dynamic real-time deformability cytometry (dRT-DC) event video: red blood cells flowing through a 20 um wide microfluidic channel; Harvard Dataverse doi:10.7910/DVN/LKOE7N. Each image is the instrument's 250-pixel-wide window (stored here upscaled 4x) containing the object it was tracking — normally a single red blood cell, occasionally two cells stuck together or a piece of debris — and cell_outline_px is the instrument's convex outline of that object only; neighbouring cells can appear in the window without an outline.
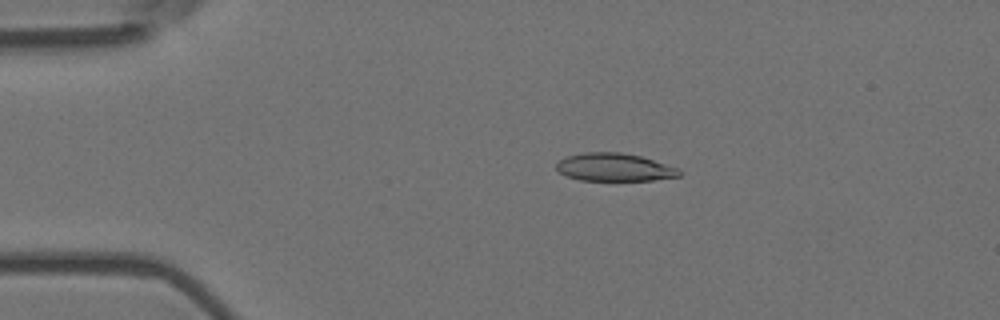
{"species": "Egyptian fruit bat (a non-hibernating species)", "species_latin": "Rousettus aegyptiacus", "temperature_condition": "room temperature", "stored_images_in_passage": 55, "camera_frame_rate_fps": 3000, "um_per_image_px": 0.085, "animal": {"sex": "female"}, "frame": {"image": 1, "passage_image": 11, "time_ms": 3.333, "image_size_px": [1000, 320], "cell_outline_px": [[680, 176], [652, 180], [580, 180], [568, 176], [560, 172], [556, 168], [556, 164], [560, 160], [568, 156], [584, 152], [620, 152], [640, 156], [680, 168]], "centroid_in_image_um": [52.24, 14.21], "position_along_channel_um": 32.8, "area_um2": 19.83}}
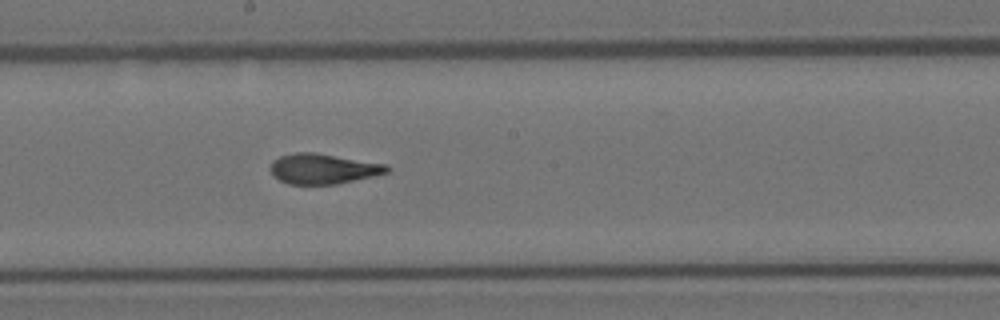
{"frame": {"image": 2, "passage_image": 30, "time_ms": 9.667, "image_size_px": [1000, 320], "cell_outline_px": [[392, 168], [388, 172], [376, 176], [336, 184], [288, 184], [272, 176], [268, 168], [272, 160], [280, 156], [296, 152], [312, 152], [388, 164]], "centroid_in_image_um": [27.46, 14.35], "position_along_channel_um": 220.7, "area_um2": 20.81}}
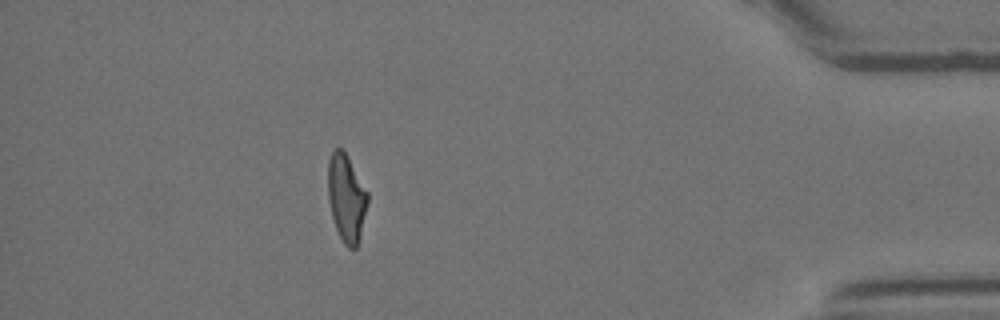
{"frame": {"image": 3, "passage_image": 49, "time_ms": 16.0, "image_size_px": [1000, 320], "cell_outline_px": [[368, 204], [360, 236], [356, 248], [348, 248], [344, 244], [336, 228], [332, 216], [328, 200], [328, 160], [332, 152], [336, 148], [340, 148], [344, 152], [368, 192]], "centroid_in_image_um": [29.44, 16.85], "position_along_channel_um": 405.8, "area_um2": 19.94}, "authors_computed_cell_mechanics": {"area_um2": 20.7502, "velocity_mm_per_s": 3.6938, "shape_relaxation_time_tau1_ms": 5.7275, "shape_relaxation_time_tau2_ms": 1.6759, "deformation_change_tau1": 0.2167, "deformation_change_tau2": 0.0987}}